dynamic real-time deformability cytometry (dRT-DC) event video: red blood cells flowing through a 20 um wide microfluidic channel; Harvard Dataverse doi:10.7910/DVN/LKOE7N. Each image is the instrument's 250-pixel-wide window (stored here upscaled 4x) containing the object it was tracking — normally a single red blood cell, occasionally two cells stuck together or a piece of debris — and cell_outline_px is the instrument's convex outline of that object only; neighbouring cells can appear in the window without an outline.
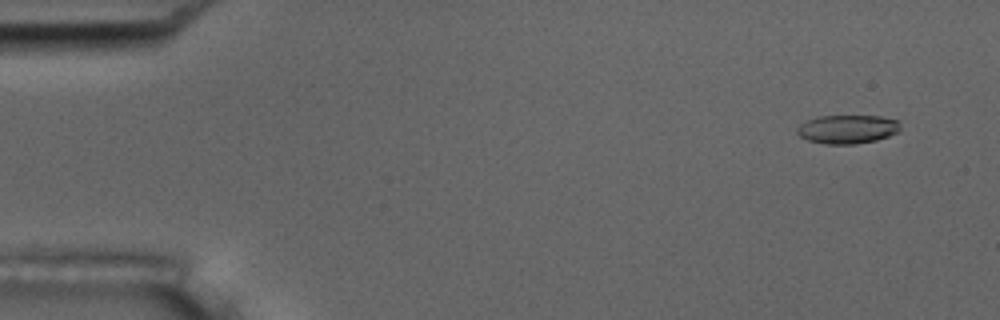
{"species": "common noctule bat (a hibernating species)", "species_latin": "Nyctalus noctula", "temperature_condition": "room temperature", "stored_images_in_passage": 55, "camera_frame_rate_fps": 3000, "um_per_image_px": 0.085, "animal": {"sex": "male", "body_mass_g": 17.5, "forearm_length_mm": 52.3}, "frame": {"image": 1, "passage_image": 4, "time_ms": 1.0, "image_size_px": [1000, 320], "cell_outline_px": [[900, 132], [876, 140], [852, 144], [828, 144], [808, 140], [800, 136], [796, 132], [796, 128], [800, 124], [816, 116], [880, 116], [900, 120]], "centroid_in_image_um": [72.06, 10.97], "position_along_channel_um": 12.9, "area_um2": 17.34}}
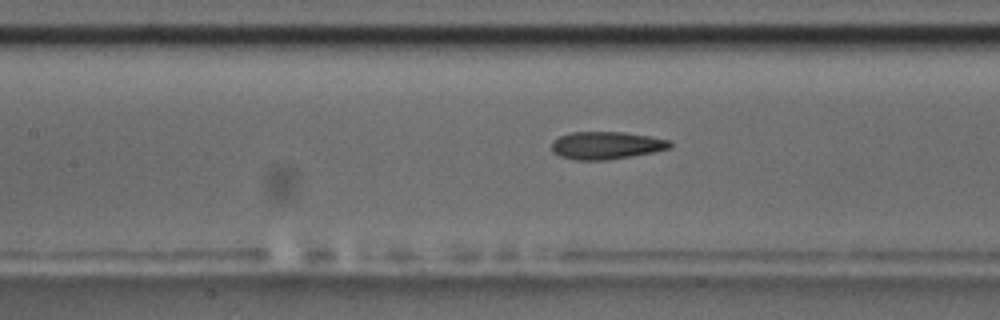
{"frame": {"image": 2, "passage_image": 25, "time_ms": 8.0, "image_size_px": [1000, 320], "cell_outline_px": [[672, 148], [632, 156], [608, 160], [576, 160], [560, 156], [552, 152], [552, 140], [560, 136], [572, 132], [624, 132], [672, 140]], "centroid_in_image_um": [51.54, 12.36], "position_along_channel_um": 155.9, "area_um2": 19.13}}
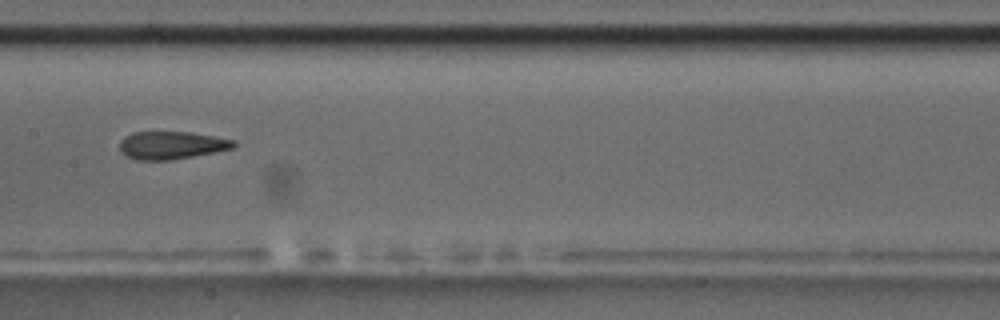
{"frame": {"image": 3, "passage_image": 28, "time_ms": 9.0, "image_size_px": [1000, 320], "cell_outline_px": [[236, 144], [232, 148], [172, 160], [136, 160], [124, 156], [120, 152], [120, 140], [124, 136], [132, 132], [192, 132], [236, 140]], "centroid_in_image_um": [14.52, 12.34], "position_along_channel_um": 192.9, "area_um2": 18.55}, "authors_computed_cell_mechanics": {"area_um2": 19.0162, "velocity_mm_per_s": 3.7295, "shape_relaxation_time_tau1_ms": 6.5971, "shape_relaxation_time_tau2_ms": 1.8146, "deformation_change_tau1": 0.2028, "deformation_change_tau2": 0.0997}}